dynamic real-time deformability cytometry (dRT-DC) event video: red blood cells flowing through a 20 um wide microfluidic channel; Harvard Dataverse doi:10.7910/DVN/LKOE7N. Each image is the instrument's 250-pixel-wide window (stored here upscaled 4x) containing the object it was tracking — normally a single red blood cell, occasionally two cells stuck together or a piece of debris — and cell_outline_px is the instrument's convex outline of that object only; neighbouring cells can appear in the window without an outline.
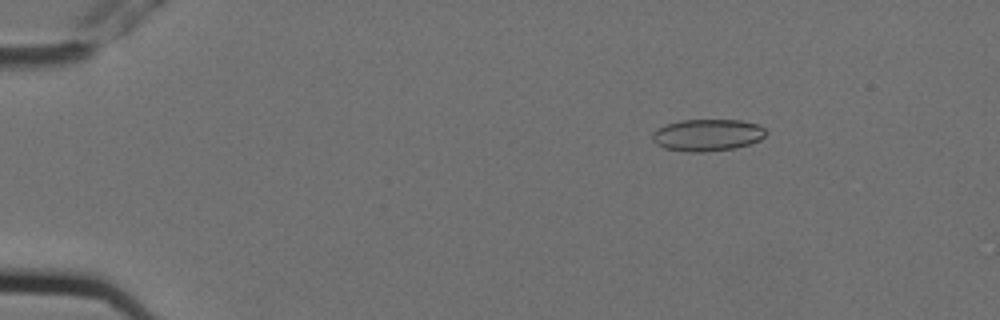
{"species": "Egyptian fruit bat (a non-hibernating species)", "species_latin": "Rousettus aegyptiacus", "temperature_condition": "cold", "stored_images_in_passage": 6, "camera_frame_rate_fps": 3000, "um_per_image_px": 0.085, "animal": {"sex": "female"}, "frame": {"image": 1, "passage_image": 3, "time_ms": 0.667, "image_size_px": [1000, 320], "cell_outline_px": [[768, 132], [760, 140], [752, 144], [736, 148], [704, 152], [688, 152], [664, 148], [656, 144], [652, 140], [652, 132], [668, 124], [680, 120], [740, 120], [760, 124]], "centroid_in_image_um": [60.17, 11.48], "position_along_channel_um": 24.8, "area_um2": 21.33}}
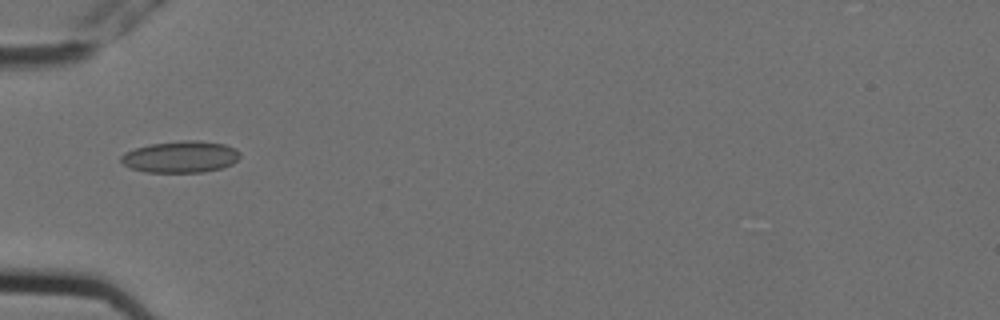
{"frame": {"image": 2, "passage_image": 6, "time_ms": 1.667, "image_size_px": [1000, 320], "cell_outline_px": [[240, 156], [232, 164], [220, 168], [204, 172], [144, 172], [132, 168], [124, 164], [120, 160], [120, 156], [124, 152], [136, 148], [152, 144], [184, 140], [200, 140], [224, 144], [236, 148], [240, 152]], "centroid_in_image_um": [15.36, 13.32], "position_along_channel_um": 69.6, "area_um2": 21.91}}